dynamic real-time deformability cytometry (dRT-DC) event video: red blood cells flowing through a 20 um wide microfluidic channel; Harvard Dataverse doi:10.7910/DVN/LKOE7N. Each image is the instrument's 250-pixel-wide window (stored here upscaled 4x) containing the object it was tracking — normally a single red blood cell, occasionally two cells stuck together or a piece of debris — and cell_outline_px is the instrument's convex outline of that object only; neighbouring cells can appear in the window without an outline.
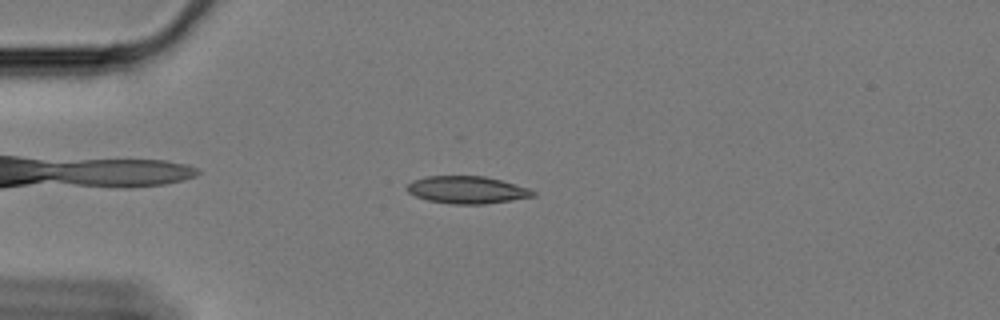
{"species": "Egyptian fruit bat (a non-hibernating species)", "species_latin": "Rousettus aegyptiacus", "temperature_condition": "cold", "stored_images_in_passage": 59, "camera_frame_rate_fps": 3000, "um_per_image_px": 0.085, "animal": {"sex": "female"}, "frame": {"image": 1, "passage_image": 15, "time_ms": 4.667, "image_size_px": [1000, 320], "cell_outline_px": [[536, 196], [512, 200], [484, 204], [452, 204], [428, 200], [416, 196], [408, 192], [404, 188], [412, 180], [428, 176], [484, 176], [500, 180], [528, 188], [536, 192]], "centroid_in_image_um": [39.68, 16.14], "position_along_channel_um": 45.3, "area_um2": 20.06}}
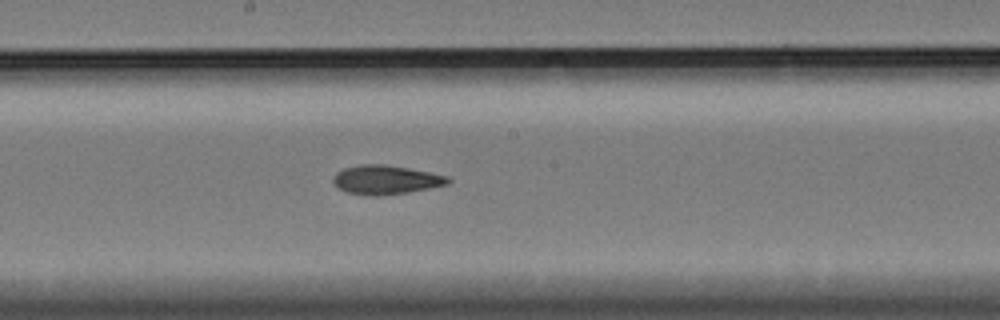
{"frame": {"image": 2, "passage_image": 32, "time_ms": 10.333, "image_size_px": [1000, 320], "cell_outline_px": [[452, 180], [448, 184], [408, 192], [376, 196], [348, 192], [340, 188], [332, 180], [336, 172], [344, 168], [360, 164], [384, 164], [408, 168], [448, 176]], "centroid_in_image_um": [32.81, 15.27], "position_along_channel_um": 215.4, "area_um2": 19.13}}
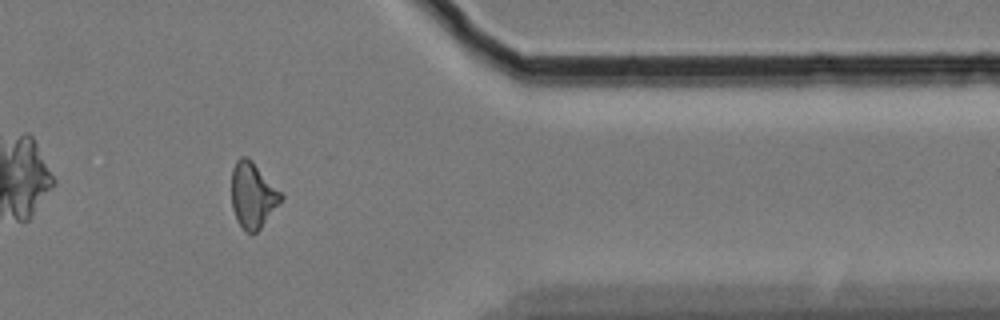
{"frame": {"image": 3, "passage_image": 49, "time_ms": 16.0, "image_size_px": [1000, 320], "cell_outline_px": [[284, 196], [260, 228], [252, 236], [244, 232], [236, 220], [232, 208], [232, 168], [236, 160], [240, 156], [248, 156], [252, 160]], "centroid_in_image_um": [21.45, 16.6], "position_along_channel_um": 390.0, "area_um2": 18.9}, "authors_computed_cell_mechanics": {"area_um2": 18.9584, "velocity_mm_per_s": 3.3538, "shape_relaxation_time_tau1_ms": null, "shape_relaxation_time_tau2_ms": 6.2645, "deformation_change_tau1": null, "deformation_change_tau2": 0.1289}}